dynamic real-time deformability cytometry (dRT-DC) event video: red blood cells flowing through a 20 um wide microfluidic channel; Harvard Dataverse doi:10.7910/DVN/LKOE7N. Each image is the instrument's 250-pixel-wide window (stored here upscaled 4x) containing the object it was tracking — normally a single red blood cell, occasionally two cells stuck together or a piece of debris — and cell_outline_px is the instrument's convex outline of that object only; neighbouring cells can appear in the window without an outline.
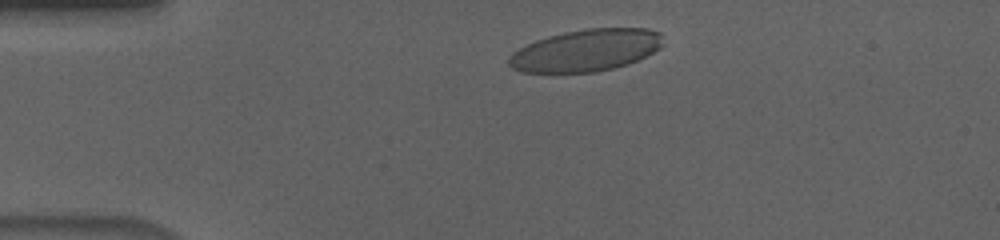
{"species": "human", "species_latin": "Homo sapiens", "temperature_condition": "cold", "stored_images_in_passage": 40, "camera_frame_rate_fps": 3000, "um_per_image_px": 0.085, "donor": {"sex": "male"}, "frame": {"image": 1, "passage_image": 4, "time_ms": 1.0, "image_size_px": [1000, 240], "cell_outline_px": [[664, 44], [660, 48], [628, 64], [596, 72], [520, 72], [512, 68], [508, 64], [508, 56], [512, 52], [536, 40], [548, 36], [564, 32], [584, 28], [648, 28], [660, 32]], "centroid_in_image_um": [49.8, 4.27], "position_along_channel_um": 35.2, "area_um2": 37.74}}
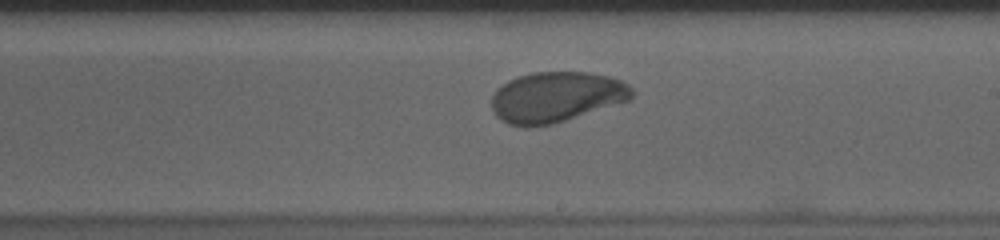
{"frame": {"image": 2, "passage_image": 25, "time_ms": 8.0, "image_size_px": [1000, 240], "cell_outline_px": [[632, 96], [628, 100], [552, 124], [528, 128], [524, 128], [508, 124], [500, 120], [496, 116], [492, 108], [492, 96], [496, 88], [508, 80], [532, 72], [588, 72], [608, 76], [620, 80], [628, 84], [632, 88]], "centroid_in_image_um": [47.22, 8.25], "position_along_channel_um": 241.8, "area_um2": 41.21}}
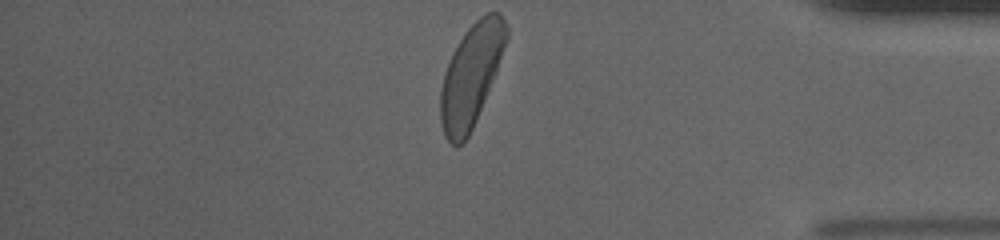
{"frame": {"image": 3, "passage_image": 40, "time_ms": 13.0, "image_size_px": [1000, 240], "cell_outline_px": [[508, 36], [496, 68], [476, 120], [464, 144], [456, 148], [444, 136], [440, 120], [440, 88], [444, 72], [452, 52], [464, 32], [480, 16], [488, 12], [500, 12], [508, 28]], "centroid_in_image_um": [40.0, 6.42], "position_along_channel_um": 395.2, "area_um2": 38.67}, "authors_computed_cell_mechanics": {"area_um2": 40.8935, "velocity_mm_per_s": 3.608, "shape_relaxation_time_tau1_ms": 3.3996, "shape_relaxation_time_tau2_ms": 1.6325, "deformation_change_tau1": 0.1532, "deformation_change_tau2": 0.0588}}